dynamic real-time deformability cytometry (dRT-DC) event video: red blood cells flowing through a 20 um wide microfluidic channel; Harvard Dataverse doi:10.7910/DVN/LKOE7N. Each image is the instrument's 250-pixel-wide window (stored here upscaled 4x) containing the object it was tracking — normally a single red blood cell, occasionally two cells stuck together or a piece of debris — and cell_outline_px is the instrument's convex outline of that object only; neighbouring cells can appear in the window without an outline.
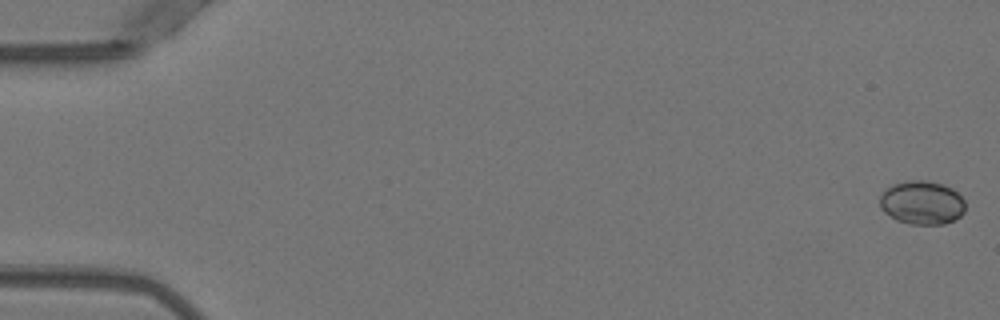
{"species": "Egyptian fruit bat (a non-hibernating species)", "species_latin": "Rousettus aegyptiacus", "temperature_condition": "warm", "stored_images_in_passage": 52, "camera_frame_rate_fps": 3000, "um_per_image_px": 0.085, "animal": {"sex": "female"}, "frame": {"image": 1, "passage_image": 1, "time_ms": 0.0, "image_size_px": [1000, 320], "cell_outline_px": [[964, 212], [960, 216], [944, 224], [908, 224], [896, 220], [884, 212], [880, 208], [880, 196], [884, 188], [892, 184], [908, 180], [928, 180], [944, 184], [952, 188], [964, 200]], "centroid_in_image_um": [78.33, 17.21], "position_along_channel_um": 6.7, "area_um2": 21.96}}
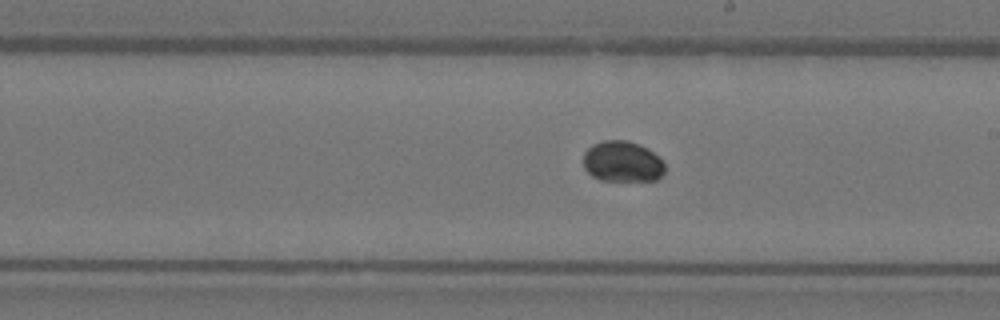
{"frame": {"image": 2, "passage_image": 30, "time_ms": 9.667, "image_size_px": [1000, 320], "cell_outline_px": [[664, 172], [656, 180], [600, 180], [592, 176], [584, 168], [584, 152], [592, 144], [604, 140], [628, 140], [640, 144], [652, 152], [664, 164]], "centroid_in_image_um": [52.87, 13.72], "position_along_channel_um": 236.1, "area_um2": 19.25}}
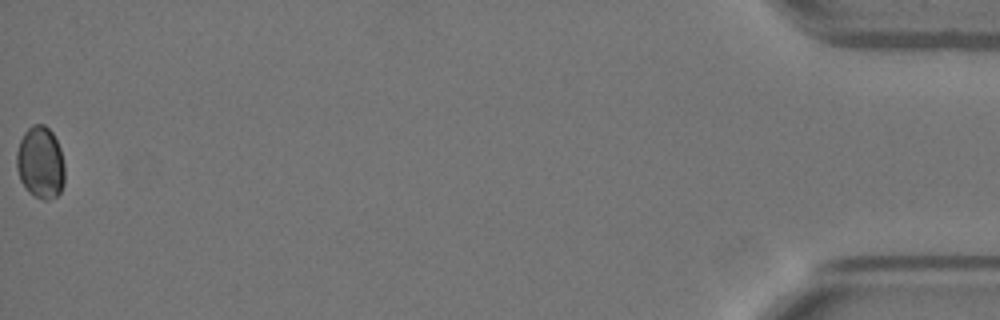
{"frame": {"image": 3, "passage_image": 52, "time_ms": 17.0, "image_size_px": [1000, 320], "cell_outline_px": [[64, 184], [60, 192], [56, 196], [48, 200], [44, 200], [28, 192], [20, 180], [16, 168], [16, 152], [20, 140], [24, 132], [32, 124], [44, 124], [52, 132], [60, 148], [64, 164]], "centroid_in_image_um": [3.43, 13.81], "position_along_channel_um": 431.8, "area_um2": 20.4}}